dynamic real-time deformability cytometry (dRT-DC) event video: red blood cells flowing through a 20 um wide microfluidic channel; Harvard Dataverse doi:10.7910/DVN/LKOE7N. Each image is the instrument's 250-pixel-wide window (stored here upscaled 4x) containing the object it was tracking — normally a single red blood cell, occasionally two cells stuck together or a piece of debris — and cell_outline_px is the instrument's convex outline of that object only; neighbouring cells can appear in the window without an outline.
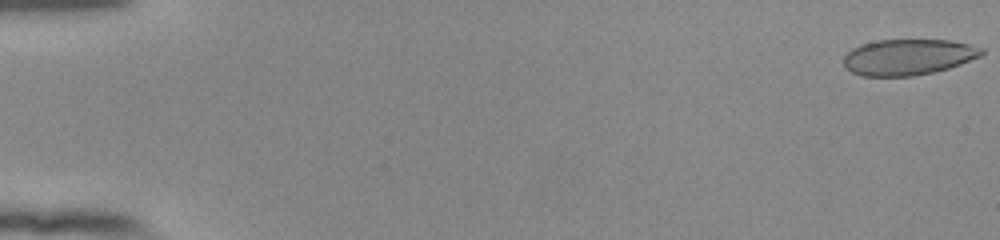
{"species": "human", "species_latin": "Homo sapiens", "temperature_condition": "room temperature", "stored_images_in_passage": 54, "camera_frame_rate_fps": 3000, "um_per_image_px": 0.085, "donor": {"sex": "female"}, "frame": {"image": 1, "passage_image": 1, "time_ms": 0.0, "image_size_px": [1000, 240], "cell_outline_px": [[984, 52], [980, 56], [960, 64], [948, 68], [932, 72], [912, 76], [860, 76], [844, 68], [844, 56], [852, 48], [860, 44], [880, 40], [952, 40], [984, 48]], "centroid_in_image_um": [77.17, 4.85], "position_along_channel_um": 7.8, "area_um2": 28.9}}
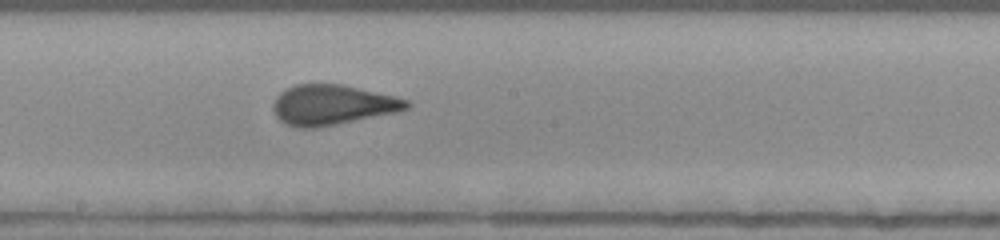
{"frame": {"image": 2, "passage_image": 31, "time_ms": 10.0, "image_size_px": [1000, 240], "cell_outline_px": [[412, 104], [408, 108], [396, 112], [316, 128], [300, 128], [288, 124], [280, 120], [276, 116], [272, 108], [272, 104], [276, 96], [284, 88], [296, 84], [344, 84], [396, 96], [408, 100]], "centroid_in_image_um": [28.24, 8.9], "position_along_channel_um": 220.0, "area_um2": 31.33}}
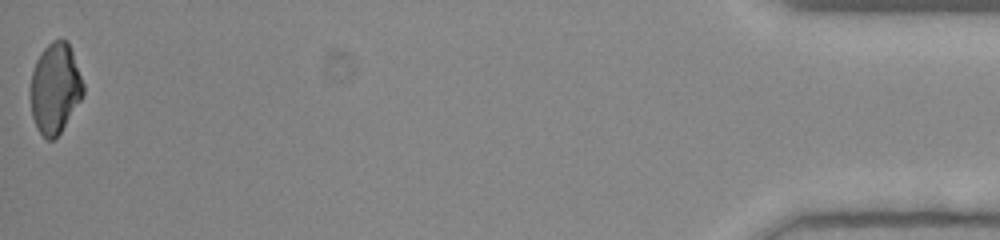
{"frame": {"image": 3, "passage_image": 54, "time_ms": 17.667, "image_size_px": [1000, 240], "cell_outline_px": [[84, 92], [80, 100], [60, 132], [52, 140], [48, 140], [36, 128], [32, 116], [28, 92], [32, 72], [36, 60], [44, 48], [52, 40], [68, 40], [84, 84]], "centroid_in_image_um": [4.65, 7.49], "position_along_channel_um": 430.6, "area_um2": 27.86}, "authors_computed_cell_mechanics": {"area_um2": 30.4317, "velocity_mm_per_s": 3.9162, "shape_relaxation_time_tau1_ms": 6.636, "shape_relaxation_time_tau2_ms": null, "deformation_change_tau1": 0.2053, "deformation_change_tau2": null}}